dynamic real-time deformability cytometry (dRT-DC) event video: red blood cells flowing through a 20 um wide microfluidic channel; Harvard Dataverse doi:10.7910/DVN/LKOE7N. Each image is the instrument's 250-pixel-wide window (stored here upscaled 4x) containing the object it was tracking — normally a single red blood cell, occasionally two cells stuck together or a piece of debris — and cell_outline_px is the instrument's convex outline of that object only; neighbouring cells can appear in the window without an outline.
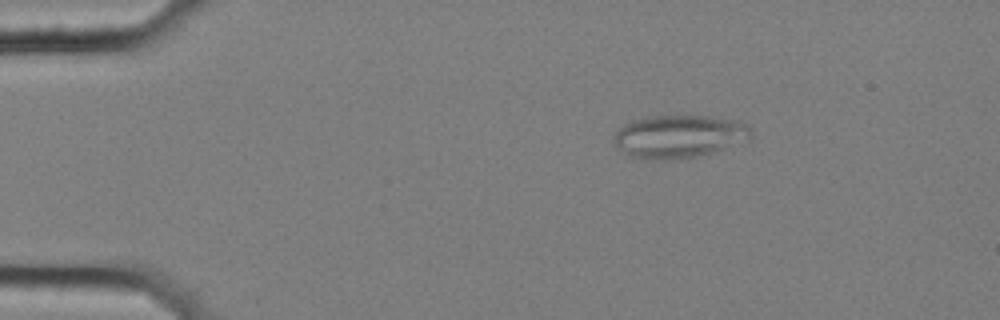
{"species": "common noctule bat (a hibernating species)", "species_latin": "Nyctalus noctula", "temperature_condition": "cold", "stored_images_in_passage": 50, "camera_frame_rate_fps": 3000, "um_per_image_px": 0.085, "animal": {"sex": "female", "body_mass_g": 25.1}, "frame": {"image": 1, "passage_image": 8, "time_ms": 2.333, "image_size_px": [1000, 320], "cell_outline_px": [[752, 136], [748, 140], [712, 152], [696, 156], [668, 160], [660, 160], [628, 156], [612, 140], [612, 136], [624, 124], [648, 116], [708, 116], [736, 120], [748, 124], [752, 128]], "centroid_in_image_um": [57.74, 11.59], "position_along_channel_um": 27.3, "area_um2": 34.16}}
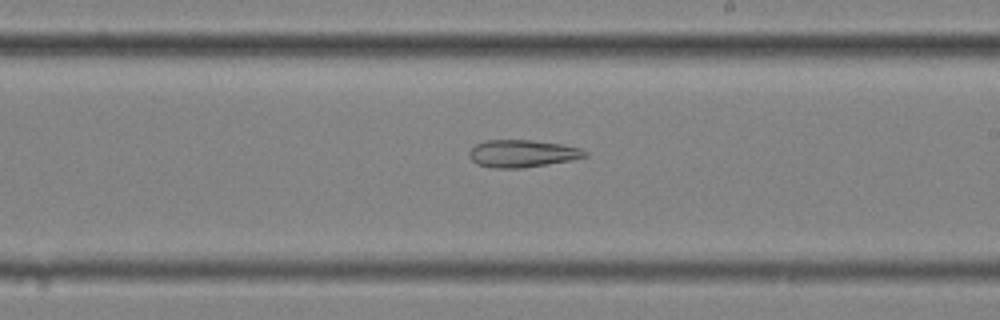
{"frame": {"image": 2, "passage_image": 32, "time_ms": 10.333, "image_size_px": [1000, 320], "cell_outline_px": [[588, 156], [572, 160], [548, 164], [520, 168], [492, 168], [476, 164], [468, 156], [468, 152], [476, 144], [484, 140], [532, 140], [564, 144], [580, 148], [588, 152]], "centroid_in_image_um": [44.4, 13.05], "position_along_channel_um": 244.6, "area_um2": 18.67}}
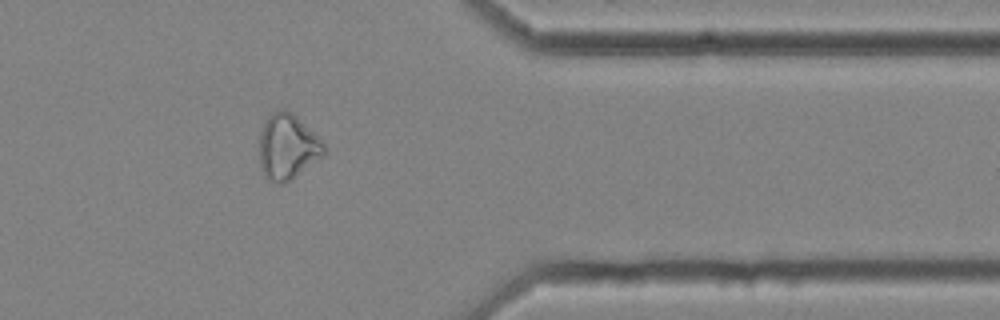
{"frame": {"image": 3, "passage_image": 45, "time_ms": 14.667, "image_size_px": [1000, 320], "cell_outline_px": [[328, 148], [324, 156], [284, 184], [280, 184], [268, 180], [264, 176], [260, 168], [260, 132], [268, 116], [272, 112], [280, 108], [284, 108], [292, 112]], "centroid_in_image_um": [24.43, 12.49], "position_along_channel_um": 387.0, "area_um2": 24.62}}